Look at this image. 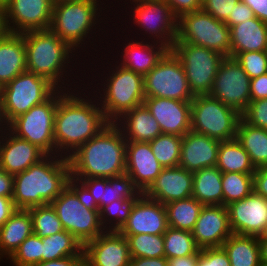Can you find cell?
<instances>
[{
  "label": "cell",
  "instance_id": "cell-40",
  "mask_svg": "<svg viewBox=\"0 0 267 266\" xmlns=\"http://www.w3.org/2000/svg\"><path fill=\"white\" fill-rule=\"evenodd\" d=\"M223 205L242 200L253 191V174L238 172L222 173Z\"/></svg>",
  "mask_w": 267,
  "mask_h": 266
},
{
  "label": "cell",
  "instance_id": "cell-18",
  "mask_svg": "<svg viewBox=\"0 0 267 266\" xmlns=\"http://www.w3.org/2000/svg\"><path fill=\"white\" fill-rule=\"evenodd\" d=\"M85 266H129L131 255L126 237L108 231L83 246Z\"/></svg>",
  "mask_w": 267,
  "mask_h": 266
},
{
  "label": "cell",
  "instance_id": "cell-11",
  "mask_svg": "<svg viewBox=\"0 0 267 266\" xmlns=\"http://www.w3.org/2000/svg\"><path fill=\"white\" fill-rule=\"evenodd\" d=\"M107 79L109 82L104 93L102 110L109 122L117 123L118 116L131 111L144 103V76L124 67L116 68Z\"/></svg>",
  "mask_w": 267,
  "mask_h": 266
},
{
  "label": "cell",
  "instance_id": "cell-44",
  "mask_svg": "<svg viewBox=\"0 0 267 266\" xmlns=\"http://www.w3.org/2000/svg\"><path fill=\"white\" fill-rule=\"evenodd\" d=\"M138 198H128V199H118L113 201L109 205H104L99 209V218L101 226L105 223L104 218L105 214L107 216L115 217V224L113 228L109 229L110 231H119L123 225L127 222L128 217L130 216L131 209ZM104 217V218H103Z\"/></svg>",
  "mask_w": 267,
  "mask_h": 266
},
{
  "label": "cell",
  "instance_id": "cell-53",
  "mask_svg": "<svg viewBox=\"0 0 267 266\" xmlns=\"http://www.w3.org/2000/svg\"><path fill=\"white\" fill-rule=\"evenodd\" d=\"M34 266H85L84 256H68L62 259L40 262Z\"/></svg>",
  "mask_w": 267,
  "mask_h": 266
},
{
  "label": "cell",
  "instance_id": "cell-26",
  "mask_svg": "<svg viewBox=\"0 0 267 266\" xmlns=\"http://www.w3.org/2000/svg\"><path fill=\"white\" fill-rule=\"evenodd\" d=\"M12 136L3 145L0 142V168L14 176L38 163L46 154L29 141Z\"/></svg>",
  "mask_w": 267,
  "mask_h": 266
},
{
  "label": "cell",
  "instance_id": "cell-38",
  "mask_svg": "<svg viewBox=\"0 0 267 266\" xmlns=\"http://www.w3.org/2000/svg\"><path fill=\"white\" fill-rule=\"evenodd\" d=\"M165 258H178L198 255L200 248L196 245L191 231L168 227L163 234Z\"/></svg>",
  "mask_w": 267,
  "mask_h": 266
},
{
  "label": "cell",
  "instance_id": "cell-2",
  "mask_svg": "<svg viewBox=\"0 0 267 266\" xmlns=\"http://www.w3.org/2000/svg\"><path fill=\"white\" fill-rule=\"evenodd\" d=\"M48 157L14 175L12 199L17 209L52 203L71 182L68 157L52 162Z\"/></svg>",
  "mask_w": 267,
  "mask_h": 266
},
{
  "label": "cell",
  "instance_id": "cell-33",
  "mask_svg": "<svg viewBox=\"0 0 267 266\" xmlns=\"http://www.w3.org/2000/svg\"><path fill=\"white\" fill-rule=\"evenodd\" d=\"M227 253L231 266H260L258 237L232 234L221 246Z\"/></svg>",
  "mask_w": 267,
  "mask_h": 266
},
{
  "label": "cell",
  "instance_id": "cell-46",
  "mask_svg": "<svg viewBox=\"0 0 267 266\" xmlns=\"http://www.w3.org/2000/svg\"><path fill=\"white\" fill-rule=\"evenodd\" d=\"M241 118L253 127L267 130V98L251 101Z\"/></svg>",
  "mask_w": 267,
  "mask_h": 266
},
{
  "label": "cell",
  "instance_id": "cell-60",
  "mask_svg": "<svg viewBox=\"0 0 267 266\" xmlns=\"http://www.w3.org/2000/svg\"><path fill=\"white\" fill-rule=\"evenodd\" d=\"M5 32L3 9L0 7V36Z\"/></svg>",
  "mask_w": 267,
  "mask_h": 266
},
{
  "label": "cell",
  "instance_id": "cell-23",
  "mask_svg": "<svg viewBox=\"0 0 267 266\" xmlns=\"http://www.w3.org/2000/svg\"><path fill=\"white\" fill-rule=\"evenodd\" d=\"M164 167L158 162L149 142L127 141L125 173L144 193Z\"/></svg>",
  "mask_w": 267,
  "mask_h": 266
},
{
  "label": "cell",
  "instance_id": "cell-27",
  "mask_svg": "<svg viewBox=\"0 0 267 266\" xmlns=\"http://www.w3.org/2000/svg\"><path fill=\"white\" fill-rule=\"evenodd\" d=\"M27 71L23 34L4 32L0 36V89Z\"/></svg>",
  "mask_w": 267,
  "mask_h": 266
},
{
  "label": "cell",
  "instance_id": "cell-58",
  "mask_svg": "<svg viewBox=\"0 0 267 266\" xmlns=\"http://www.w3.org/2000/svg\"><path fill=\"white\" fill-rule=\"evenodd\" d=\"M198 255L168 259L169 266H197Z\"/></svg>",
  "mask_w": 267,
  "mask_h": 266
},
{
  "label": "cell",
  "instance_id": "cell-29",
  "mask_svg": "<svg viewBox=\"0 0 267 266\" xmlns=\"http://www.w3.org/2000/svg\"><path fill=\"white\" fill-rule=\"evenodd\" d=\"M32 233L30 211L28 209H16L0 228V255L7 254L10 257Z\"/></svg>",
  "mask_w": 267,
  "mask_h": 266
},
{
  "label": "cell",
  "instance_id": "cell-56",
  "mask_svg": "<svg viewBox=\"0 0 267 266\" xmlns=\"http://www.w3.org/2000/svg\"><path fill=\"white\" fill-rule=\"evenodd\" d=\"M16 209L12 197H0V228Z\"/></svg>",
  "mask_w": 267,
  "mask_h": 266
},
{
  "label": "cell",
  "instance_id": "cell-8",
  "mask_svg": "<svg viewBox=\"0 0 267 266\" xmlns=\"http://www.w3.org/2000/svg\"><path fill=\"white\" fill-rule=\"evenodd\" d=\"M174 42H186L203 46L225 57H230V28L201 10L182 15L177 23Z\"/></svg>",
  "mask_w": 267,
  "mask_h": 266
},
{
  "label": "cell",
  "instance_id": "cell-4",
  "mask_svg": "<svg viewBox=\"0 0 267 266\" xmlns=\"http://www.w3.org/2000/svg\"><path fill=\"white\" fill-rule=\"evenodd\" d=\"M70 182L51 203L65 231L84 246L103 233L99 209L85 197L79 186ZM101 230V231H100Z\"/></svg>",
  "mask_w": 267,
  "mask_h": 266
},
{
  "label": "cell",
  "instance_id": "cell-12",
  "mask_svg": "<svg viewBox=\"0 0 267 266\" xmlns=\"http://www.w3.org/2000/svg\"><path fill=\"white\" fill-rule=\"evenodd\" d=\"M96 0H71L53 6L50 30L72 48L89 33L96 19Z\"/></svg>",
  "mask_w": 267,
  "mask_h": 266
},
{
  "label": "cell",
  "instance_id": "cell-25",
  "mask_svg": "<svg viewBox=\"0 0 267 266\" xmlns=\"http://www.w3.org/2000/svg\"><path fill=\"white\" fill-rule=\"evenodd\" d=\"M220 141L207 135L188 131L182 137L179 166L195 172L216 166Z\"/></svg>",
  "mask_w": 267,
  "mask_h": 266
},
{
  "label": "cell",
  "instance_id": "cell-37",
  "mask_svg": "<svg viewBox=\"0 0 267 266\" xmlns=\"http://www.w3.org/2000/svg\"><path fill=\"white\" fill-rule=\"evenodd\" d=\"M203 206L194 197L165 204L168 225L175 229L192 232Z\"/></svg>",
  "mask_w": 267,
  "mask_h": 266
},
{
  "label": "cell",
  "instance_id": "cell-22",
  "mask_svg": "<svg viewBox=\"0 0 267 266\" xmlns=\"http://www.w3.org/2000/svg\"><path fill=\"white\" fill-rule=\"evenodd\" d=\"M232 234L226 206L202 207L192 231L195 243L200 249L221 247Z\"/></svg>",
  "mask_w": 267,
  "mask_h": 266
},
{
  "label": "cell",
  "instance_id": "cell-52",
  "mask_svg": "<svg viewBox=\"0 0 267 266\" xmlns=\"http://www.w3.org/2000/svg\"><path fill=\"white\" fill-rule=\"evenodd\" d=\"M254 191L267 199V165L256 168L253 174Z\"/></svg>",
  "mask_w": 267,
  "mask_h": 266
},
{
  "label": "cell",
  "instance_id": "cell-50",
  "mask_svg": "<svg viewBox=\"0 0 267 266\" xmlns=\"http://www.w3.org/2000/svg\"><path fill=\"white\" fill-rule=\"evenodd\" d=\"M254 17L253 10L240 0L234 6V10L230 13L225 23L231 28L232 26L248 21V19Z\"/></svg>",
  "mask_w": 267,
  "mask_h": 266
},
{
  "label": "cell",
  "instance_id": "cell-15",
  "mask_svg": "<svg viewBox=\"0 0 267 266\" xmlns=\"http://www.w3.org/2000/svg\"><path fill=\"white\" fill-rule=\"evenodd\" d=\"M53 6L52 0H10L3 8L5 31L22 34L50 29ZM9 18L16 28L10 26Z\"/></svg>",
  "mask_w": 267,
  "mask_h": 266
},
{
  "label": "cell",
  "instance_id": "cell-13",
  "mask_svg": "<svg viewBox=\"0 0 267 266\" xmlns=\"http://www.w3.org/2000/svg\"><path fill=\"white\" fill-rule=\"evenodd\" d=\"M144 94L145 97L180 101H191L194 98L184 67L171 50L144 76Z\"/></svg>",
  "mask_w": 267,
  "mask_h": 266
},
{
  "label": "cell",
  "instance_id": "cell-24",
  "mask_svg": "<svg viewBox=\"0 0 267 266\" xmlns=\"http://www.w3.org/2000/svg\"><path fill=\"white\" fill-rule=\"evenodd\" d=\"M193 173L183 167H166L144 194L162 204L192 197Z\"/></svg>",
  "mask_w": 267,
  "mask_h": 266
},
{
  "label": "cell",
  "instance_id": "cell-43",
  "mask_svg": "<svg viewBox=\"0 0 267 266\" xmlns=\"http://www.w3.org/2000/svg\"><path fill=\"white\" fill-rule=\"evenodd\" d=\"M15 266H34L42 262V238L32 233L9 257Z\"/></svg>",
  "mask_w": 267,
  "mask_h": 266
},
{
  "label": "cell",
  "instance_id": "cell-19",
  "mask_svg": "<svg viewBox=\"0 0 267 266\" xmlns=\"http://www.w3.org/2000/svg\"><path fill=\"white\" fill-rule=\"evenodd\" d=\"M77 180L82 181L79 187L86 199L98 209L118 199L139 198L142 194L126 173L112 178H80L71 182L76 183Z\"/></svg>",
  "mask_w": 267,
  "mask_h": 266
},
{
  "label": "cell",
  "instance_id": "cell-3",
  "mask_svg": "<svg viewBox=\"0 0 267 266\" xmlns=\"http://www.w3.org/2000/svg\"><path fill=\"white\" fill-rule=\"evenodd\" d=\"M90 103L71 94L60 95L54 123L55 150L70 147L75 152L110 123L103 110Z\"/></svg>",
  "mask_w": 267,
  "mask_h": 266
},
{
  "label": "cell",
  "instance_id": "cell-63",
  "mask_svg": "<svg viewBox=\"0 0 267 266\" xmlns=\"http://www.w3.org/2000/svg\"><path fill=\"white\" fill-rule=\"evenodd\" d=\"M2 121V123H3V117H2V112H1V106H0V122Z\"/></svg>",
  "mask_w": 267,
  "mask_h": 266
},
{
  "label": "cell",
  "instance_id": "cell-39",
  "mask_svg": "<svg viewBox=\"0 0 267 266\" xmlns=\"http://www.w3.org/2000/svg\"><path fill=\"white\" fill-rule=\"evenodd\" d=\"M149 143L153 154L164 168L179 166L182 137L161 133Z\"/></svg>",
  "mask_w": 267,
  "mask_h": 266
},
{
  "label": "cell",
  "instance_id": "cell-1",
  "mask_svg": "<svg viewBox=\"0 0 267 266\" xmlns=\"http://www.w3.org/2000/svg\"><path fill=\"white\" fill-rule=\"evenodd\" d=\"M120 130L115 122H110L93 138L67 156L71 180L81 177L112 178L125 174L127 141L122 133L124 131Z\"/></svg>",
  "mask_w": 267,
  "mask_h": 266
},
{
  "label": "cell",
  "instance_id": "cell-20",
  "mask_svg": "<svg viewBox=\"0 0 267 266\" xmlns=\"http://www.w3.org/2000/svg\"><path fill=\"white\" fill-rule=\"evenodd\" d=\"M143 104L158 122L162 133L183 137L191 130V101L146 97Z\"/></svg>",
  "mask_w": 267,
  "mask_h": 266
},
{
  "label": "cell",
  "instance_id": "cell-34",
  "mask_svg": "<svg viewBox=\"0 0 267 266\" xmlns=\"http://www.w3.org/2000/svg\"><path fill=\"white\" fill-rule=\"evenodd\" d=\"M236 139L249 154L255 168L267 165V130L253 127L242 118L239 121Z\"/></svg>",
  "mask_w": 267,
  "mask_h": 266
},
{
  "label": "cell",
  "instance_id": "cell-65",
  "mask_svg": "<svg viewBox=\"0 0 267 266\" xmlns=\"http://www.w3.org/2000/svg\"><path fill=\"white\" fill-rule=\"evenodd\" d=\"M131 1V0H130ZM138 1H143V0H133V2H138Z\"/></svg>",
  "mask_w": 267,
  "mask_h": 266
},
{
  "label": "cell",
  "instance_id": "cell-48",
  "mask_svg": "<svg viewBox=\"0 0 267 266\" xmlns=\"http://www.w3.org/2000/svg\"><path fill=\"white\" fill-rule=\"evenodd\" d=\"M197 266H231L222 247L203 248L198 253Z\"/></svg>",
  "mask_w": 267,
  "mask_h": 266
},
{
  "label": "cell",
  "instance_id": "cell-55",
  "mask_svg": "<svg viewBox=\"0 0 267 266\" xmlns=\"http://www.w3.org/2000/svg\"><path fill=\"white\" fill-rule=\"evenodd\" d=\"M249 6L254 16L267 23V0H241Z\"/></svg>",
  "mask_w": 267,
  "mask_h": 266
},
{
  "label": "cell",
  "instance_id": "cell-14",
  "mask_svg": "<svg viewBox=\"0 0 267 266\" xmlns=\"http://www.w3.org/2000/svg\"><path fill=\"white\" fill-rule=\"evenodd\" d=\"M250 81L235 58L225 57L209 95L242 114L251 102Z\"/></svg>",
  "mask_w": 267,
  "mask_h": 266
},
{
  "label": "cell",
  "instance_id": "cell-31",
  "mask_svg": "<svg viewBox=\"0 0 267 266\" xmlns=\"http://www.w3.org/2000/svg\"><path fill=\"white\" fill-rule=\"evenodd\" d=\"M169 50L170 48L162 43L157 51L154 50L152 45L141 44L140 42L129 43L125 47V60L120 66L145 76Z\"/></svg>",
  "mask_w": 267,
  "mask_h": 266
},
{
  "label": "cell",
  "instance_id": "cell-9",
  "mask_svg": "<svg viewBox=\"0 0 267 266\" xmlns=\"http://www.w3.org/2000/svg\"><path fill=\"white\" fill-rule=\"evenodd\" d=\"M170 50L184 67L193 95L209 94L225 56L206 47L186 42H174Z\"/></svg>",
  "mask_w": 267,
  "mask_h": 266
},
{
  "label": "cell",
  "instance_id": "cell-47",
  "mask_svg": "<svg viewBox=\"0 0 267 266\" xmlns=\"http://www.w3.org/2000/svg\"><path fill=\"white\" fill-rule=\"evenodd\" d=\"M240 0H202V10L215 19L225 22Z\"/></svg>",
  "mask_w": 267,
  "mask_h": 266
},
{
  "label": "cell",
  "instance_id": "cell-42",
  "mask_svg": "<svg viewBox=\"0 0 267 266\" xmlns=\"http://www.w3.org/2000/svg\"><path fill=\"white\" fill-rule=\"evenodd\" d=\"M32 217L33 233L38 237H47L64 231L56 210L51 203L28 209Z\"/></svg>",
  "mask_w": 267,
  "mask_h": 266
},
{
  "label": "cell",
  "instance_id": "cell-51",
  "mask_svg": "<svg viewBox=\"0 0 267 266\" xmlns=\"http://www.w3.org/2000/svg\"><path fill=\"white\" fill-rule=\"evenodd\" d=\"M251 101L267 98V73L250 81Z\"/></svg>",
  "mask_w": 267,
  "mask_h": 266
},
{
  "label": "cell",
  "instance_id": "cell-36",
  "mask_svg": "<svg viewBox=\"0 0 267 266\" xmlns=\"http://www.w3.org/2000/svg\"><path fill=\"white\" fill-rule=\"evenodd\" d=\"M68 256H84L82 244L71 233L64 230L42 238V262Z\"/></svg>",
  "mask_w": 267,
  "mask_h": 266
},
{
  "label": "cell",
  "instance_id": "cell-17",
  "mask_svg": "<svg viewBox=\"0 0 267 266\" xmlns=\"http://www.w3.org/2000/svg\"><path fill=\"white\" fill-rule=\"evenodd\" d=\"M168 227L165 205L142 193L134 203L127 222L119 232L122 235L144 233L163 235Z\"/></svg>",
  "mask_w": 267,
  "mask_h": 266
},
{
  "label": "cell",
  "instance_id": "cell-16",
  "mask_svg": "<svg viewBox=\"0 0 267 266\" xmlns=\"http://www.w3.org/2000/svg\"><path fill=\"white\" fill-rule=\"evenodd\" d=\"M226 208L233 234L258 237L267 233V199L255 191Z\"/></svg>",
  "mask_w": 267,
  "mask_h": 266
},
{
  "label": "cell",
  "instance_id": "cell-6",
  "mask_svg": "<svg viewBox=\"0 0 267 266\" xmlns=\"http://www.w3.org/2000/svg\"><path fill=\"white\" fill-rule=\"evenodd\" d=\"M56 88L44 77L25 71L0 89V106L4 122L8 124L17 116L56 95ZM55 93V94H54ZM6 120V121H5Z\"/></svg>",
  "mask_w": 267,
  "mask_h": 266
},
{
  "label": "cell",
  "instance_id": "cell-21",
  "mask_svg": "<svg viewBox=\"0 0 267 266\" xmlns=\"http://www.w3.org/2000/svg\"><path fill=\"white\" fill-rule=\"evenodd\" d=\"M138 2L134 12L136 22L143 28L145 27L146 31L154 33L155 36L157 34L158 37L161 36L159 37L160 39L163 38L161 43L171 48L177 38L178 19L174 16L169 5L164 0ZM163 35L167 36L164 38Z\"/></svg>",
  "mask_w": 267,
  "mask_h": 266
},
{
  "label": "cell",
  "instance_id": "cell-61",
  "mask_svg": "<svg viewBox=\"0 0 267 266\" xmlns=\"http://www.w3.org/2000/svg\"><path fill=\"white\" fill-rule=\"evenodd\" d=\"M10 0H0V7L3 9L8 3H9Z\"/></svg>",
  "mask_w": 267,
  "mask_h": 266
},
{
  "label": "cell",
  "instance_id": "cell-28",
  "mask_svg": "<svg viewBox=\"0 0 267 266\" xmlns=\"http://www.w3.org/2000/svg\"><path fill=\"white\" fill-rule=\"evenodd\" d=\"M252 51H267V23L257 17L230 28V57Z\"/></svg>",
  "mask_w": 267,
  "mask_h": 266
},
{
  "label": "cell",
  "instance_id": "cell-45",
  "mask_svg": "<svg viewBox=\"0 0 267 266\" xmlns=\"http://www.w3.org/2000/svg\"><path fill=\"white\" fill-rule=\"evenodd\" d=\"M234 58L250 79L267 73V51L238 53Z\"/></svg>",
  "mask_w": 267,
  "mask_h": 266
},
{
  "label": "cell",
  "instance_id": "cell-30",
  "mask_svg": "<svg viewBox=\"0 0 267 266\" xmlns=\"http://www.w3.org/2000/svg\"><path fill=\"white\" fill-rule=\"evenodd\" d=\"M222 172L205 167L193 172L192 197L206 205H223Z\"/></svg>",
  "mask_w": 267,
  "mask_h": 266
},
{
  "label": "cell",
  "instance_id": "cell-10",
  "mask_svg": "<svg viewBox=\"0 0 267 266\" xmlns=\"http://www.w3.org/2000/svg\"><path fill=\"white\" fill-rule=\"evenodd\" d=\"M59 100L60 95L55 97L52 95L44 103L14 118L8 124L11 133L36 145L46 155L51 156L50 153L55 148L54 123Z\"/></svg>",
  "mask_w": 267,
  "mask_h": 266
},
{
  "label": "cell",
  "instance_id": "cell-54",
  "mask_svg": "<svg viewBox=\"0 0 267 266\" xmlns=\"http://www.w3.org/2000/svg\"><path fill=\"white\" fill-rule=\"evenodd\" d=\"M14 176L0 168V197L13 196Z\"/></svg>",
  "mask_w": 267,
  "mask_h": 266
},
{
  "label": "cell",
  "instance_id": "cell-35",
  "mask_svg": "<svg viewBox=\"0 0 267 266\" xmlns=\"http://www.w3.org/2000/svg\"><path fill=\"white\" fill-rule=\"evenodd\" d=\"M216 167L222 173L254 174L256 171L249 154L236 138L229 141H220Z\"/></svg>",
  "mask_w": 267,
  "mask_h": 266
},
{
  "label": "cell",
  "instance_id": "cell-49",
  "mask_svg": "<svg viewBox=\"0 0 267 266\" xmlns=\"http://www.w3.org/2000/svg\"><path fill=\"white\" fill-rule=\"evenodd\" d=\"M171 8L174 16L179 19L182 15L201 10L202 0H164Z\"/></svg>",
  "mask_w": 267,
  "mask_h": 266
},
{
  "label": "cell",
  "instance_id": "cell-5",
  "mask_svg": "<svg viewBox=\"0 0 267 266\" xmlns=\"http://www.w3.org/2000/svg\"><path fill=\"white\" fill-rule=\"evenodd\" d=\"M26 49L27 71L44 77L55 87L63 75V65L73 49L50 29L22 33ZM66 60V61H65ZM62 72V74H60Z\"/></svg>",
  "mask_w": 267,
  "mask_h": 266
},
{
  "label": "cell",
  "instance_id": "cell-59",
  "mask_svg": "<svg viewBox=\"0 0 267 266\" xmlns=\"http://www.w3.org/2000/svg\"><path fill=\"white\" fill-rule=\"evenodd\" d=\"M261 263H267V233L258 236Z\"/></svg>",
  "mask_w": 267,
  "mask_h": 266
},
{
  "label": "cell",
  "instance_id": "cell-7",
  "mask_svg": "<svg viewBox=\"0 0 267 266\" xmlns=\"http://www.w3.org/2000/svg\"><path fill=\"white\" fill-rule=\"evenodd\" d=\"M241 114L206 95H196L191 100V130L219 141L236 138Z\"/></svg>",
  "mask_w": 267,
  "mask_h": 266
},
{
  "label": "cell",
  "instance_id": "cell-32",
  "mask_svg": "<svg viewBox=\"0 0 267 266\" xmlns=\"http://www.w3.org/2000/svg\"><path fill=\"white\" fill-rule=\"evenodd\" d=\"M122 117L127 120V127L123 129L129 131V137L125 135L126 132L123 133L126 141L150 142L162 133L158 122L144 104L124 113Z\"/></svg>",
  "mask_w": 267,
  "mask_h": 266
},
{
  "label": "cell",
  "instance_id": "cell-62",
  "mask_svg": "<svg viewBox=\"0 0 267 266\" xmlns=\"http://www.w3.org/2000/svg\"><path fill=\"white\" fill-rule=\"evenodd\" d=\"M67 1H71V0H52L53 5L58 4V3H62V2H67Z\"/></svg>",
  "mask_w": 267,
  "mask_h": 266
},
{
  "label": "cell",
  "instance_id": "cell-64",
  "mask_svg": "<svg viewBox=\"0 0 267 266\" xmlns=\"http://www.w3.org/2000/svg\"><path fill=\"white\" fill-rule=\"evenodd\" d=\"M260 266H267V263H261Z\"/></svg>",
  "mask_w": 267,
  "mask_h": 266
},
{
  "label": "cell",
  "instance_id": "cell-57",
  "mask_svg": "<svg viewBox=\"0 0 267 266\" xmlns=\"http://www.w3.org/2000/svg\"><path fill=\"white\" fill-rule=\"evenodd\" d=\"M129 266H169V264L165 257L131 258Z\"/></svg>",
  "mask_w": 267,
  "mask_h": 266
},
{
  "label": "cell",
  "instance_id": "cell-41",
  "mask_svg": "<svg viewBox=\"0 0 267 266\" xmlns=\"http://www.w3.org/2000/svg\"><path fill=\"white\" fill-rule=\"evenodd\" d=\"M128 241L131 258L165 257L163 235H124Z\"/></svg>",
  "mask_w": 267,
  "mask_h": 266
}]
</instances>
